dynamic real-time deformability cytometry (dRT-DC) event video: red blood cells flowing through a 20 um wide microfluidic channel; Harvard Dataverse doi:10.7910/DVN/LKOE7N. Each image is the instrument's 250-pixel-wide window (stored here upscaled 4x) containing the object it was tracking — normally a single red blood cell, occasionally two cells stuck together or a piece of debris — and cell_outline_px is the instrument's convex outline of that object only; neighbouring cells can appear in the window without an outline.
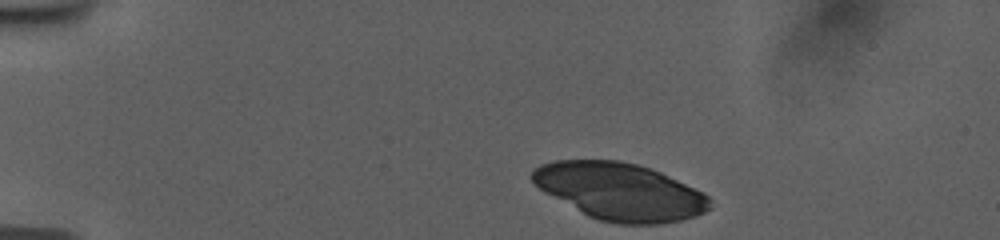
{"species": "human", "species_latin": "Homo sapiens", "temperature_condition": "room temperature", "stored_images_in_passage": 42, "camera_frame_rate_fps": 3000, "um_per_image_px": 0.085, "donor": {"sex": "female"}, "frame": {"image": 1, "passage_image": 1, "time_ms": 0.0, "image_size_px": [1000, 240], "cell_outline_px": [[712, 208], [696, 216], [680, 220], [660, 224], [616, 224], [600, 220], [588, 216], [544, 192], [532, 180], [532, 172], [540, 164], [556, 160], [620, 160], [636, 164], [660, 172], [704, 192], [712, 200]], "centroid_in_image_um": [52.72, 16.28], "position_along_channel_um": 32.3, "area_um2": 59.07}}